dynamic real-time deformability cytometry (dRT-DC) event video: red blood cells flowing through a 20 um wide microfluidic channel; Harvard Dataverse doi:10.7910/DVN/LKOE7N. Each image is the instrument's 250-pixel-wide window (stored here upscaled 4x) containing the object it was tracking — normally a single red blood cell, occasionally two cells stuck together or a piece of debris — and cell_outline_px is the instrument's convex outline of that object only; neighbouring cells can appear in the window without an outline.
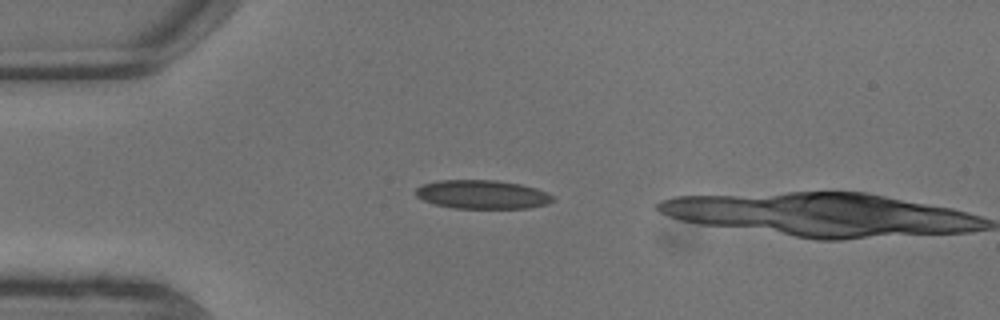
{"species": "common noctule bat (a hibernating species)", "species_latin": "Nyctalus noctula", "temperature_condition": "warm", "stored_images_in_passage": 2, "camera_frame_rate_fps": 3000, "um_per_image_px": 0.085, "animal": {"sex": "male", "body_mass_g": 13.3}, "frame": {"image": 1, "passage_image": 1, "time_ms": 0.0, "image_size_px": [1000, 320], "cell_outline_px": [[556, 200], [548, 204], [528, 208], [452, 208], [432, 204], [416, 196], [412, 192], [416, 188], [424, 184], [436, 180], [496, 180], [520, 184], [536, 188], [552, 196]], "centroid_in_image_um": [40.95, 16.53], "position_along_channel_um": 44.0, "area_um2": 23.12}}